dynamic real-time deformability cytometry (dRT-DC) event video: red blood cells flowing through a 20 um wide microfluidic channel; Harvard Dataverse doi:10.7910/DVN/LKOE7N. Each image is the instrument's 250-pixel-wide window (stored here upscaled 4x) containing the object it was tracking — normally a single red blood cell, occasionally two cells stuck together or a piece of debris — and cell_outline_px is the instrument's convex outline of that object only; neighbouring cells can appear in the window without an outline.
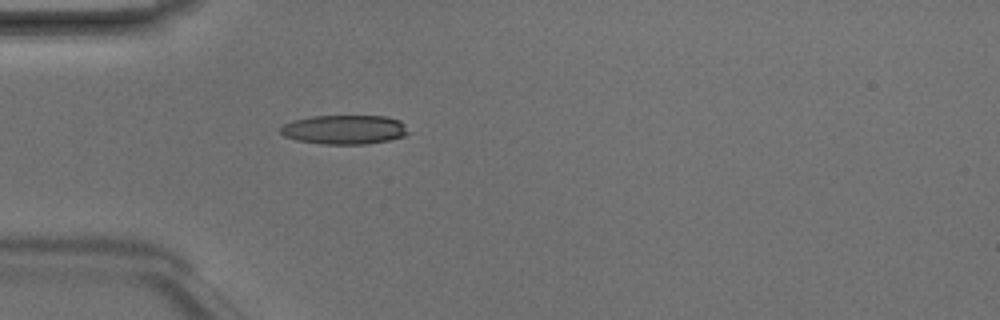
{"species": "Egyptian fruit bat (a non-hibernating species)", "species_latin": "Rousettus aegyptiacus", "temperature_condition": "room temperature", "stored_images_in_passage": 2, "camera_frame_rate_fps": 3000, "um_per_image_px": 0.085, "animal": {"sex": "male"}, "frame": {"image": 1, "passage_image": 2, "time_ms": 0.333, "image_size_px": [1000, 320], "cell_outline_px": [[412, 132], [404, 136], [388, 140], [368, 144], [320, 144], [296, 140], [284, 136], [280, 132], [280, 128], [284, 124], [292, 120], [312, 116], [388, 116], [400, 120]], "centroid_in_image_um": [29.3, 11.01], "position_along_channel_um": 55.7, "area_um2": 22.02}}